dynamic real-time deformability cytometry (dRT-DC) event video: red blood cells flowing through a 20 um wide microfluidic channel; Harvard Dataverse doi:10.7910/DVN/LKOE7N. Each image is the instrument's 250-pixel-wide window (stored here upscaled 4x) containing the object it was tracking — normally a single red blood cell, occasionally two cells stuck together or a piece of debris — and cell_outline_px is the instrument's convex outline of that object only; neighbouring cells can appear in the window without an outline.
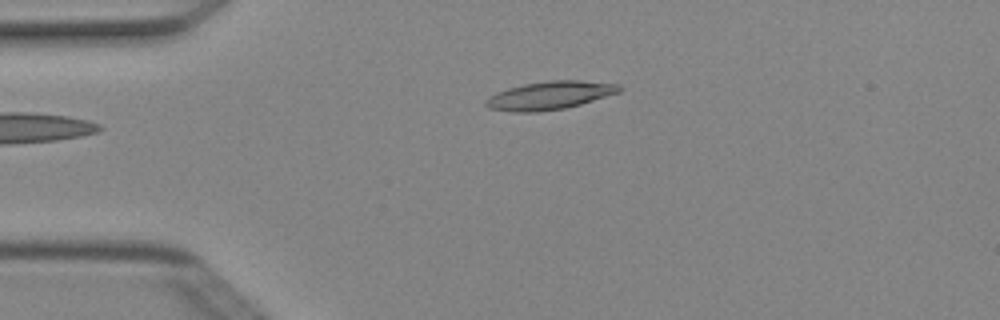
{"species": "Egyptian fruit bat (a non-hibernating species)", "species_latin": "Rousettus aegyptiacus", "temperature_condition": "cold", "stored_images_in_passage": 2, "camera_frame_rate_fps": 3000, "um_per_image_px": 0.085, "animal": {"sex": "female"}, "frame": {"image": 1, "passage_image": 2, "time_ms": 0.333, "image_size_px": [1000, 320], "cell_outline_px": [[624, 88], [620, 92], [580, 104], [564, 108], [540, 112], [512, 112], [488, 108], [484, 104], [484, 100], [488, 96], [496, 92], [508, 88], [524, 84], [548, 80], [580, 80], [620, 84]], "centroid_in_image_um": [46.71, 8.11], "position_along_channel_um": 38.3, "area_um2": 22.14}}